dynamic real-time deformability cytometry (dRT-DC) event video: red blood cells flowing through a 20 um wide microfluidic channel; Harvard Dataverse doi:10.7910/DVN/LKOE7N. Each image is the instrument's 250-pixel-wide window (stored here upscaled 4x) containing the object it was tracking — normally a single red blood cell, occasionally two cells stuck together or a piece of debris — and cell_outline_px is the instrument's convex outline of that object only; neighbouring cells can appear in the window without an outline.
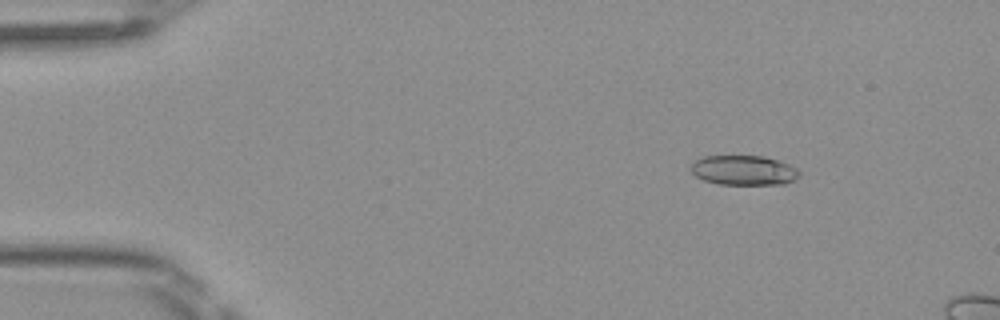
{"species": "Egyptian fruit bat (a non-hibernating species)", "species_latin": "Rousettus aegyptiacus", "temperature_condition": "room temperature", "stored_images_in_passage": 16, "camera_frame_rate_fps": 3000, "um_per_image_px": 0.085, "frame": {"image": 1, "passage_image": 7, "time_ms": 2.0, "image_size_px": [1000, 320], "cell_outline_px": [[800, 176], [784, 184], [720, 184], [704, 180], [696, 176], [688, 168], [700, 156], [764, 156], [788, 164], [796, 168], [800, 172]], "centroid_in_image_um": [63.19, 14.47], "position_along_channel_um": 21.8, "area_um2": 18.73}}